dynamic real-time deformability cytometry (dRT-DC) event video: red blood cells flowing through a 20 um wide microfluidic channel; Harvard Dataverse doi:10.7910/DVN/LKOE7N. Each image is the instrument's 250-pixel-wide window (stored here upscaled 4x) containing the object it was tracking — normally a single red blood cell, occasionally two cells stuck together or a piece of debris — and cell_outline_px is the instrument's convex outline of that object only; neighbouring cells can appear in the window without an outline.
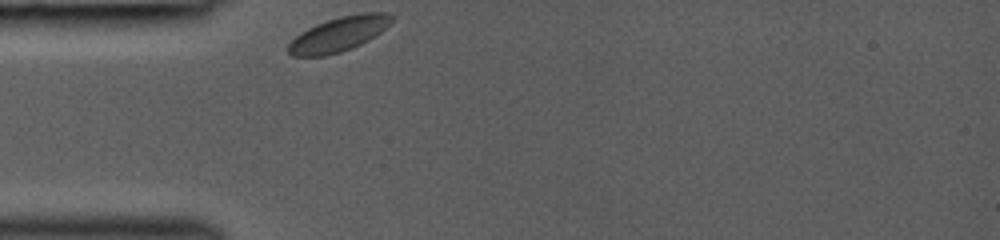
{"species": "common noctule bat (a hibernating species)", "species_latin": "Nyctalus noctula", "temperature_condition": "room temperature", "stored_images_in_passage": 19, "camera_frame_rate_fps": 3000, "um_per_image_px": 0.085, "animal": {"sex": "female", "body_mass_g": 19.0, "forearm_length_mm": 53.3}, "frame": {"image": 1, "passage_image": 1, "time_ms": 0.0, "image_size_px": [1000, 240], "cell_outline_px": [[396, 16], [380, 32], [368, 40], [352, 48], [340, 52], [324, 56], [292, 56], [288, 52], [288, 44], [300, 32], [316, 24], [340, 16], [364, 12], [388, 12]], "centroid_in_image_um": [28.8, 2.89], "position_along_channel_um": 56.2, "area_um2": 20.75}}
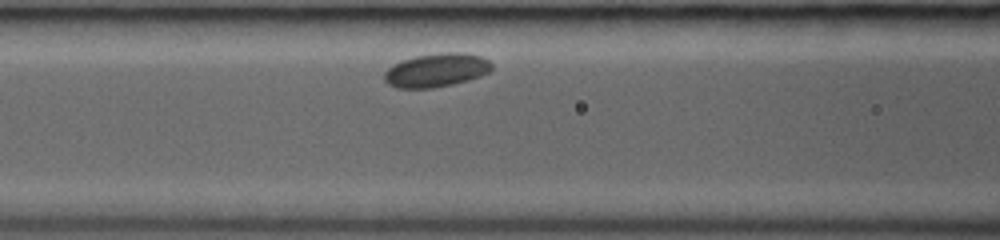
{"frame": {"image": 2, "passage_image": 11, "time_ms": 2.0, "image_size_px": [1000, 240], "cell_outline_px": [[492, 68], [488, 72], [480, 76], [468, 80], [452, 84], [432, 88], [396, 88], [388, 84], [384, 80], [384, 72], [388, 68], [404, 60], [416, 56], [440, 52], [464, 52], [480, 56], [488, 60], [492, 64]], "centroid_in_image_um": [37.1, 5.96], "position_along_channel_um": 129.5, "area_um2": 20.98}}
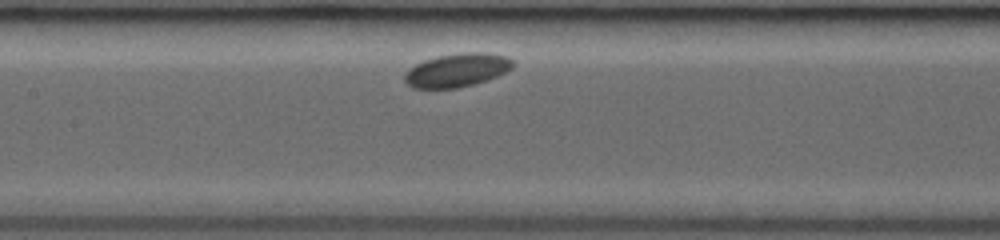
{"frame": {"image": 3, "passage_image": 16, "time_ms": 3.0, "image_size_px": [1000, 240], "cell_outline_px": [[512, 68], [496, 76], [460, 88], [412, 88], [404, 80], [404, 76], [408, 68], [424, 60], [436, 56], [460, 52], [488, 52], [508, 56], [512, 60]], "centroid_in_image_um": [38.82, 5.94], "position_along_channel_um": 168.6, "area_um2": 21.15}}